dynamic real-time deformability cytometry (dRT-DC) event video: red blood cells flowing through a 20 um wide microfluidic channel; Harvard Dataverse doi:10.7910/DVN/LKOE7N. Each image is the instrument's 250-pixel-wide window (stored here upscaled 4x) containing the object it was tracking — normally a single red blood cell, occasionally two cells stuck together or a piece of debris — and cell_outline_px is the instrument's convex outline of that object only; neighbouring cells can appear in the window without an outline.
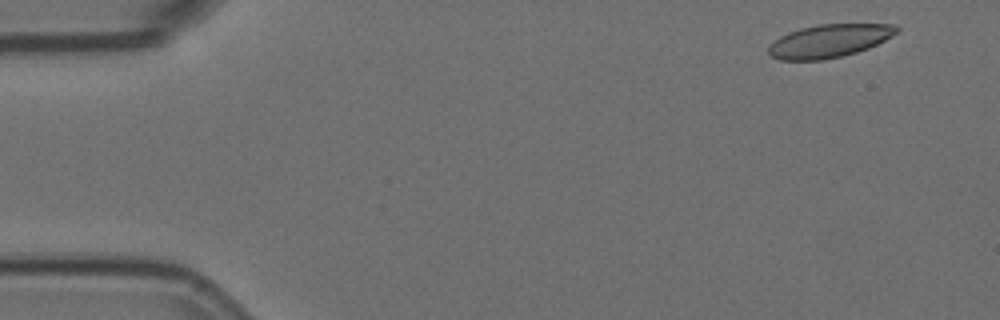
{"species": "Egyptian fruit bat (a non-hibernating species)", "species_latin": "Rousettus aegyptiacus", "temperature_condition": "room temperature", "stored_images_in_passage": 5, "camera_frame_rate_fps": 3000, "um_per_image_px": 0.085, "animal": {"sex": "female"}, "frame": {"image": 1, "passage_image": 1, "time_ms": 0.0, "image_size_px": [1000, 320], "cell_outline_px": [[900, 28], [896, 32], [884, 40], [868, 48], [856, 52], [824, 60], [780, 60], [772, 56], [768, 52], [768, 44], [780, 36], [788, 32], [800, 28], [816, 24], [892, 24]], "centroid_in_image_um": [70.42, 3.47], "position_along_channel_um": 14.6, "area_um2": 24.62}}
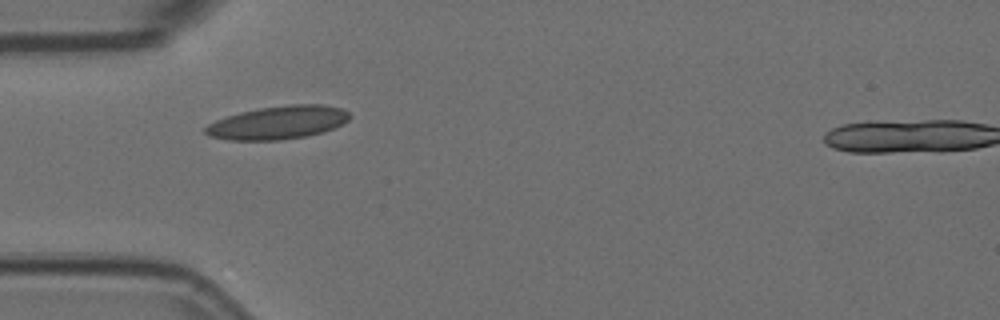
{"frame": {"image": 2, "passage_image": 4, "time_ms": 1.0, "image_size_px": [1000, 320], "cell_outline_px": [[352, 116], [348, 120], [332, 128], [320, 132], [304, 136], [280, 140], [232, 140], [208, 136], [204, 132], [204, 128], [208, 124], [216, 120], [240, 112], [260, 108], [288, 104], [324, 104], [340, 108], [348, 112]], "centroid_in_image_um": [23.61, 10.41], "position_along_channel_um": 61.4, "area_um2": 27.69}}
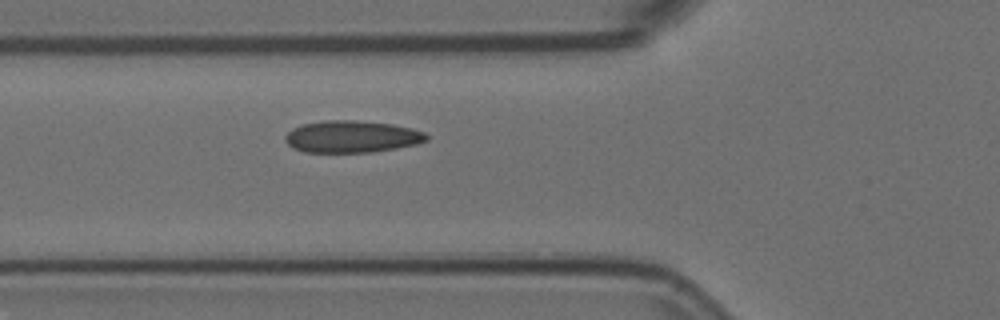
{"frame": {"image": 3, "passage_image": 5, "time_ms": 1.333, "image_size_px": [1000, 320], "cell_outline_px": [[428, 140], [416, 144], [396, 148], [372, 152], [304, 152], [292, 148], [284, 140], [284, 136], [292, 128], [300, 124], [324, 120], [356, 120], [392, 124], [412, 128], [424, 132], [428, 136]], "centroid_in_image_um": [29.87, 11.61], "position_along_channel_um": 95.9, "area_um2": 26.53}}